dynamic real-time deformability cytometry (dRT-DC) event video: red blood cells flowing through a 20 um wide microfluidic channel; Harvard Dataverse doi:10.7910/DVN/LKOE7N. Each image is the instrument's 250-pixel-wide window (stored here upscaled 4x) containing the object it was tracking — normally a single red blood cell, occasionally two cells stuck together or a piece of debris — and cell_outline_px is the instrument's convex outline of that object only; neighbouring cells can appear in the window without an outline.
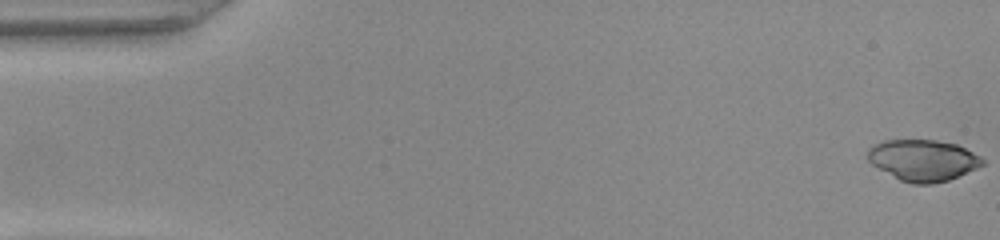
{"species": "common noctule bat (a hibernating species)", "species_latin": "Nyctalus noctula", "temperature_condition": "warm", "stored_images_in_passage": 46, "camera_frame_rate_fps": 3000, "um_per_image_px": 0.085, "animal": {"sex": "female", "body_mass_g": 22.0, "forearm_length_mm": 56.7}, "frame": {"image": 1, "passage_image": 1, "time_ms": 0.0, "image_size_px": [1000, 240], "cell_outline_px": [[984, 164], [976, 168], [948, 180], [932, 184], [912, 184], [900, 180], [872, 164], [868, 160], [868, 148], [872, 144], [884, 140], [936, 140], [956, 144], [980, 156], [984, 160]], "centroid_in_image_um": [78.43, 13.61], "position_along_channel_um": 6.6, "area_um2": 27.46}}
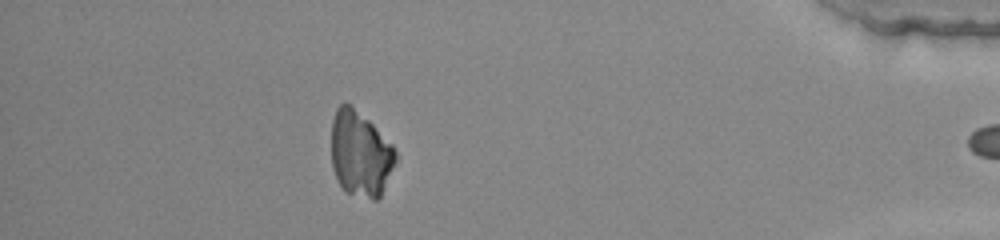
{"frame": {"image": 2, "passage_image": 45, "time_ms": 14.667, "image_size_px": [1000, 240], "cell_outline_px": [[396, 160], [380, 196], [376, 200], [372, 200], [344, 192], [336, 180], [332, 168], [332, 120], [336, 108], [340, 104], [348, 104], [368, 120], [392, 144], [396, 152]], "centroid_in_image_um": [30.6, 13.11], "position_along_channel_um": 404.6, "area_um2": 31.79}}